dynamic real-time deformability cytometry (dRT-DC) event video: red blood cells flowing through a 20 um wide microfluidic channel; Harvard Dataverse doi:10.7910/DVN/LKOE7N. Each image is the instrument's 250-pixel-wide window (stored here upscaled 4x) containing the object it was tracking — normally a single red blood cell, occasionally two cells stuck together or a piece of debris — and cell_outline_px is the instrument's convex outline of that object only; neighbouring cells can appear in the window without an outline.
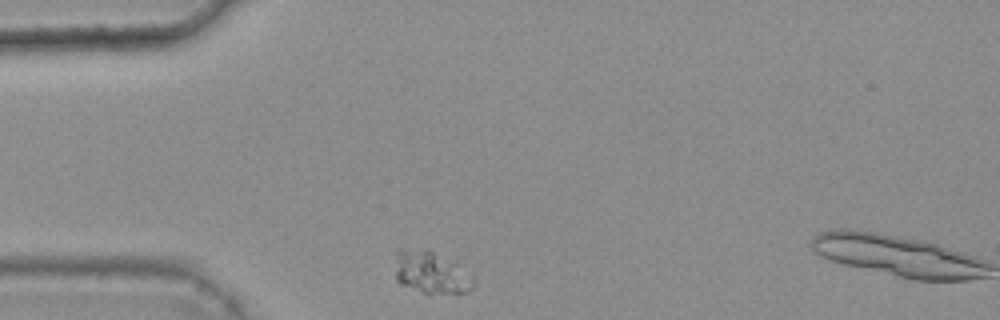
{"species": "common noctule bat (a hibernating species)", "species_latin": "Nyctalus noctula", "temperature_condition": "warm", "stored_images_in_passage": 3, "camera_frame_rate_fps": 3000, "um_per_image_px": 0.085, "animal": {"sex": "female", "body_mass_g": 25.1}, "frame": {"image": 1, "passage_image": 1, "time_ms": 0.0, "image_size_px": [1000, 320], "cell_outline_px": [[476, 284], [472, 288], [464, 292], [424, 292], [400, 284], [396, 280], [396, 252], [400, 248], [432, 252], [456, 264], [472, 276]], "centroid_in_image_um": [36.61, 23.17], "position_along_channel_um": 48.4, "area_um2": 18.44}}